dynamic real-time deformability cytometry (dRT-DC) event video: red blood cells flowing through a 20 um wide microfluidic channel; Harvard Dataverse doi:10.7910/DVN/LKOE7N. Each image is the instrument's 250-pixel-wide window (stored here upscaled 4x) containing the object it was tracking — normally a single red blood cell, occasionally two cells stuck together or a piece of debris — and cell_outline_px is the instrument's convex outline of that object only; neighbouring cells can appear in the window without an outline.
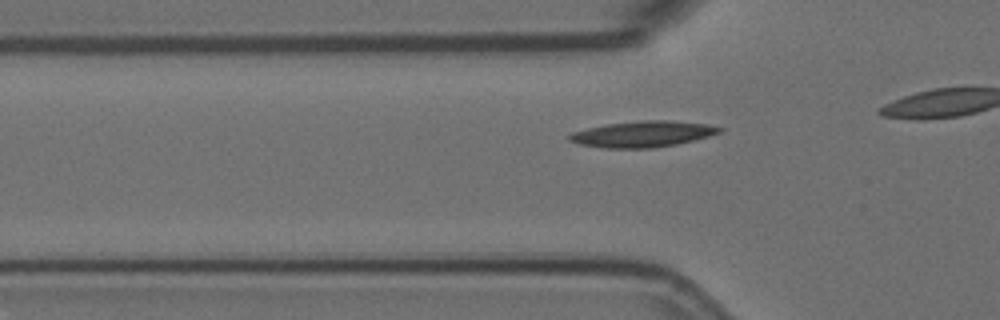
{"species": "Egyptian fruit bat (a non-hibernating species)", "species_latin": "Rousettus aegyptiacus", "temperature_condition": "room temperature", "stored_images_in_passage": 41, "camera_frame_rate_fps": 3000, "um_per_image_px": 0.085, "animal": {"sex": "female"}, "frame": {"image": 1, "passage_image": 15, "time_ms": 4.667, "image_size_px": [1000, 320], "cell_outline_px": [[724, 128], [720, 132], [708, 136], [676, 144], [652, 148], [604, 148], [580, 144], [568, 140], [568, 136], [572, 132], [588, 128], [608, 124], [640, 120], [668, 120], [708, 124]], "centroid_in_image_um": [54.62, 11.39], "position_along_channel_um": 71.2, "area_um2": 22.6}}
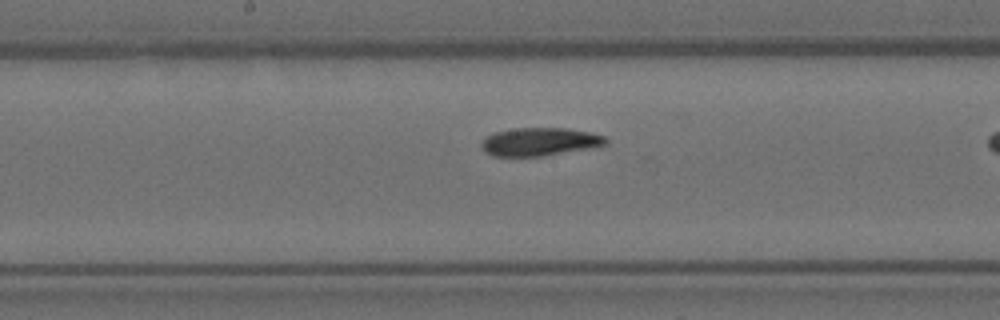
{"frame": {"image": 2, "passage_image": 26, "time_ms": 8.333, "image_size_px": [1000, 320], "cell_outline_px": [[608, 144], [540, 156], [492, 156], [484, 152], [480, 144], [492, 132], [516, 128], [568, 128], [592, 132], [604, 136], [608, 140]], "centroid_in_image_um": [45.84, 12.03], "position_along_channel_um": 202.4, "area_um2": 20.23}}
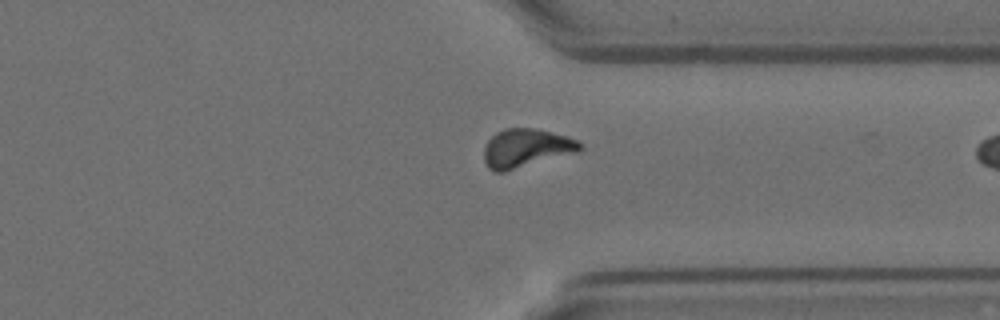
{"frame": {"image": 3, "passage_image": 40, "time_ms": 13.0, "image_size_px": [1000, 320], "cell_outline_px": [[584, 148], [580, 152], [504, 172], [496, 172], [488, 168], [484, 160], [484, 144], [496, 132], [504, 128], [536, 128], [568, 136], [580, 140], [584, 144]], "centroid_in_image_um": [44.77, 12.59], "position_along_channel_um": 366.6, "area_um2": 22.14}}